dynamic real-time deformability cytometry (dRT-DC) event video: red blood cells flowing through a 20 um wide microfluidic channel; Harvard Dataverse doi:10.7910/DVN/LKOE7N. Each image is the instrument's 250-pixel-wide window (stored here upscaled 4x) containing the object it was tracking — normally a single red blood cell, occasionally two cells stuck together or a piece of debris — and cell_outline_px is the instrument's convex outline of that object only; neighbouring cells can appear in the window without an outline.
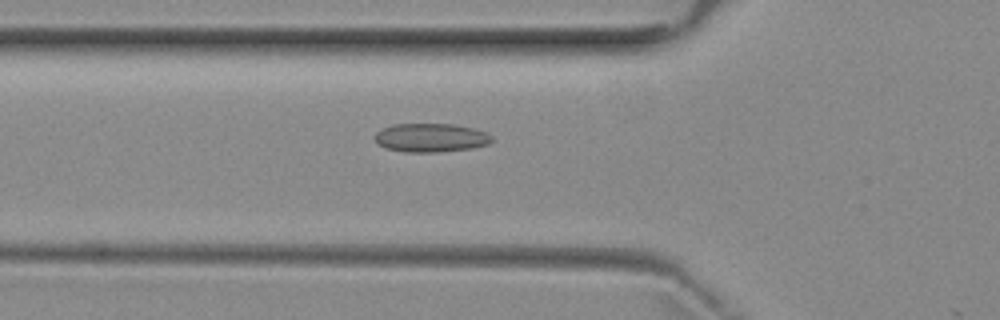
{"species": "common noctule bat (a hibernating species)", "species_latin": "Nyctalus noctula", "temperature_condition": "room temperature", "stored_images_in_passage": 6, "camera_frame_rate_fps": 3000, "um_per_image_px": 0.085, "animal": {"sex": "female", "body_mass_g": 29.2, "forearm_length_mm": 56.3}, "frame": {"image": 1, "passage_image": 6, "time_ms": 7.0, "image_size_px": [1000, 320], "cell_outline_px": [[492, 140], [488, 144], [472, 148], [436, 152], [404, 152], [384, 148], [376, 140], [376, 132], [392, 124], [452, 124], [472, 128], [488, 132], [492, 136]], "centroid_in_image_um": [36.64, 11.7], "position_along_channel_um": 89.2, "area_um2": 19.48}}